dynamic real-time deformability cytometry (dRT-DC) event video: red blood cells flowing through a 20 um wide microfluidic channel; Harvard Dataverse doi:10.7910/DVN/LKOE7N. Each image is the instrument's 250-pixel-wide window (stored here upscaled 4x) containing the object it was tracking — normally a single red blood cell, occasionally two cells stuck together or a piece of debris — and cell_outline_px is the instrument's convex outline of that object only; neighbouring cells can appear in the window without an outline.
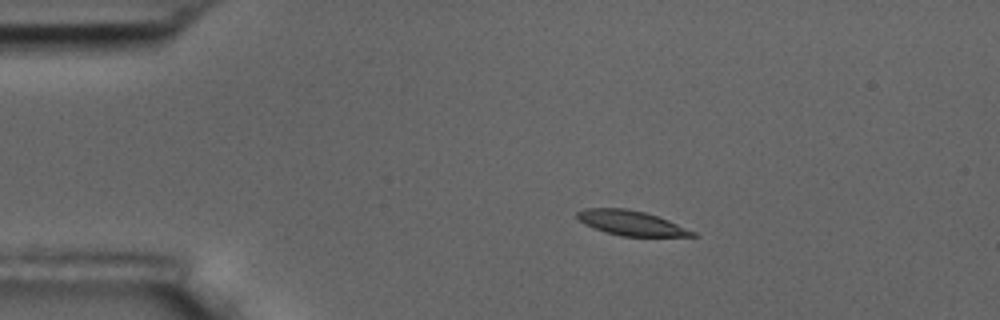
{"species": "common noctule bat (a hibernating species)", "species_latin": "Nyctalus noctula", "temperature_condition": "room temperature", "stored_images_in_passage": 10, "camera_frame_rate_fps": 3000, "um_per_image_px": 0.085, "animal": {"sex": "male", "body_mass_g": 17.5, "forearm_length_mm": 52.3}, "frame": {"image": 1, "passage_image": 4, "time_ms": 3.333, "image_size_px": [1000, 320], "cell_outline_px": [[700, 236], [620, 236], [604, 232], [584, 224], [576, 216], [576, 212], [584, 208], [624, 208], [644, 212], [668, 220], [696, 232]], "centroid_in_image_um": [53.62, 18.96], "position_along_channel_um": 31.4, "area_um2": 16.59}}
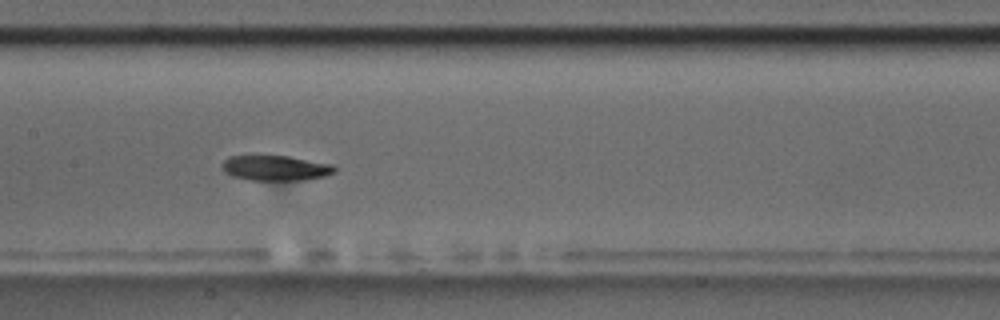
{"frame": {"image": 2, "passage_image": 9, "time_ms": 9.0, "image_size_px": [1000, 320], "cell_outline_px": [[336, 172], [324, 176], [304, 180], [248, 180], [232, 176], [224, 172], [220, 164], [228, 156], [288, 156], [336, 164]], "centroid_in_image_um": [23.44, 14.28], "position_along_channel_um": 184.0, "area_um2": 16.76}}
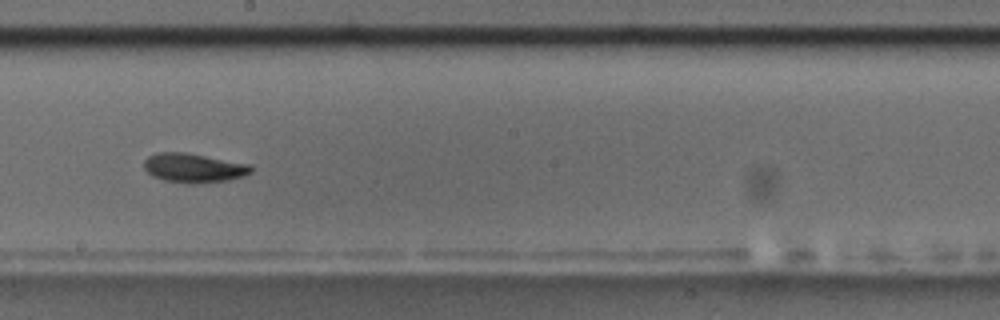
{"frame": {"image": 3, "passage_image": 10, "time_ms": 10.333, "image_size_px": [1000, 320], "cell_outline_px": [[252, 172], [244, 176], [228, 180], [192, 184], [188, 184], [164, 180], [152, 176], [144, 168], [144, 160], [148, 156], [156, 152], [184, 152], [252, 164]], "centroid_in_image_um": [16.47, 14.27], "position_along_channel_um": 231.7, "area_um2": 18.38}}